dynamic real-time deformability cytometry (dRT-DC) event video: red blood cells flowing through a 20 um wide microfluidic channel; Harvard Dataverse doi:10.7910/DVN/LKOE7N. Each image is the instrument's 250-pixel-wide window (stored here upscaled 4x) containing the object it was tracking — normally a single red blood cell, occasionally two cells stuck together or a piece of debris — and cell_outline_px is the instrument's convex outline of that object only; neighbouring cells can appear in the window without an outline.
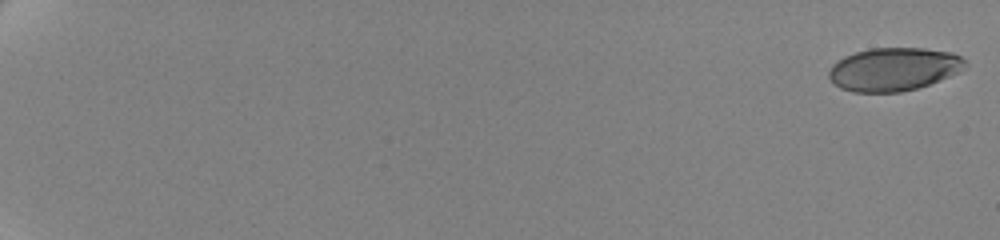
{"species": "human", "species_latin": "Homo sapiens", "temperature_condition": "cold", "stored_images_in_passage": 20, "camera_frame_rate_fps": 3000, "um_per_image_px": 0.085, "donor": {"sex": "female"}, "frame": {"image": 1, "passage_image": 1, "time_ms": 0.0, "image_size_px": [1000, 240], "cell_outline_px": [[968, 64], [960, 72], [928, 84], [916, 88], [900, 92], [852, 92], [840, 88], [828, 76], [828, 72], [832, 64], [844, 56], [868, 48], [924, 48], [952, 52], [960, 56]], "centroid_in_image_um": [75.96, 5.87], "position_along_channel_um": 9.0, "area_um2": 34.33}}
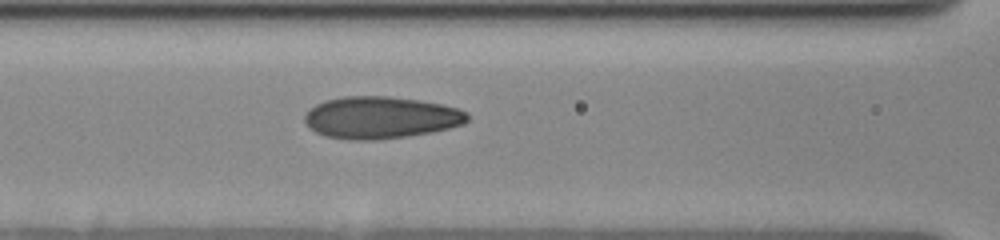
{"frame": {"image": 2, "passage_image": 15, "time_ms": 10.0, "image_size_px": [1000, 240], "cell_outline_px": [[468, 120], [464, 124], [432, 132], [408, 136], [376, 140], [348, 140], [324, 136], [316, 132], [304, 120], [304, 116], [308, 108], [324, 100], [344, 96], [388, 96], [420, 100], [440, 104], [456, 108], [468, 112]], "centroid_in_image_um": [32.34, 9.99], "position_along_channel_um": 134.3, "area_um2": 40.06}}
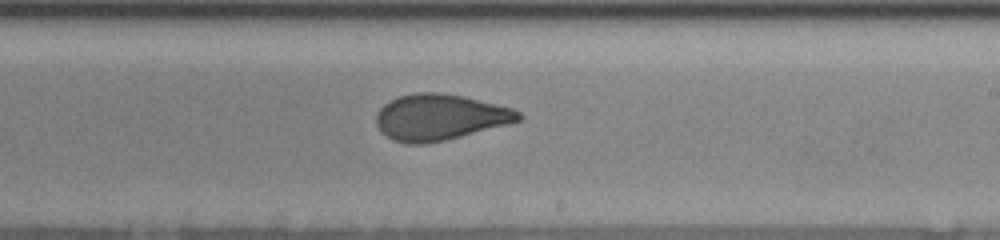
{"frame": {"image": 3, "passage_image": 20, "time_ms": 13.333, "image_size_px": [1000, 240], "cell_outline_px": [[524, 116], [520, 120], [508, 124], [444, 140], [424, 144], [408, 144], [392, 140], [380, 132], [376, 124], [376, 112], [384, 104], [400, 96], [416, 92], [440, 92], [464, 96], [512, 108], [520, 112]], "centroid_in_image_um": [37.36, 9.96], "position_along_channel_um": 251.6, "area_um2": 38.15}}